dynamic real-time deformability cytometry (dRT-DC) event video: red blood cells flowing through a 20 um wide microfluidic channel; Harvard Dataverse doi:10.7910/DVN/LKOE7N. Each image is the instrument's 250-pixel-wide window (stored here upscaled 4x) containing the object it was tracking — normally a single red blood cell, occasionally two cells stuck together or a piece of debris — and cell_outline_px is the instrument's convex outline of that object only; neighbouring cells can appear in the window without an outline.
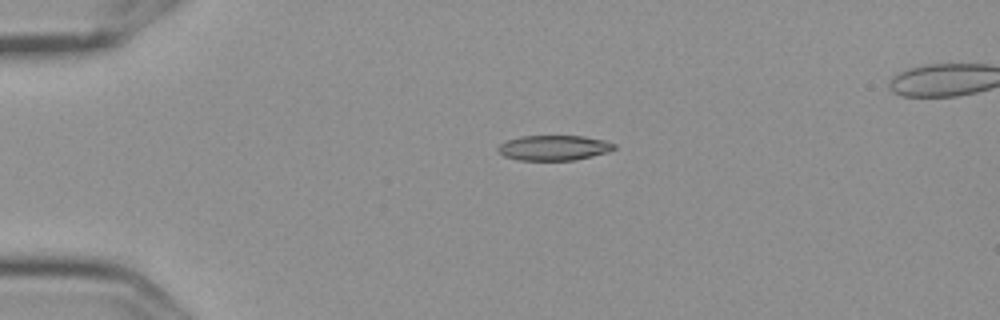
{"species": "Egyptian fruit bat (a non-hibernating species)", "species_latin": "Rousettus aegyptiacus", "temperature_condition": "cold", "stored_images_in_passage": 5, "camera_frame_rate_fps": 3000, "um_per_image_px": 0.085, "frame": {"image": 1, "passage_image": 5, "time_ms": 1.333, "image_size_px": [1000, 320], "cell_outline_px": [[616, 148], [608, 152], [576, 160], [516, 160], [504, 156], [496, 148], [504, 140], [520, 136], [584, 136], [604, 140], [616, 144]], "centroid_in_image_um": [47.06, 12.56], "position_along_channel_um": 37.9, "area_um2": 17.17}}